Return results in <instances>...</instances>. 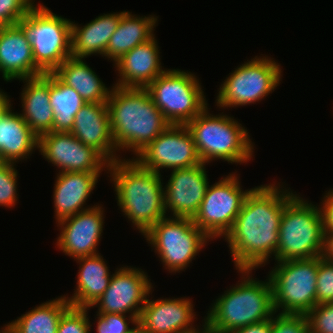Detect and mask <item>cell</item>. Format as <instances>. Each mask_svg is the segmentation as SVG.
<instances>
[{
  "label": "cell",
  "mask_w": 333,
  "mask_h": 333,
  "mask_svg": "<svg viewBox=\"0 0 333 333\" xmlns=\"http://www.w3.org/2000/svg\"><path fill=\"white\" fill-rule=\"evenodd\" d=\"M131 333H144V332L137 326V328Z\"/></svg>",
  "instance_id": "obj_44"
},
{
  "label": "cell",
  "mask_w": 333,
  "mask_h": 333,
  "mask_svg": "<svg viewBox=\"0 0 333 333\" xmlns=\"http://www.w3.org/2000/svg\"><path fill=\"white\" fill-rule=\"evenodd\" d=\"M280 183L252 187L232 228L223 238L236 270H256L268 265L270 258L275 260L282 212L297 194Z\"/></svg>",
  "instance_id": "obj_1"
},
{
  "label": "cell",
  "mask_w": 333,
  "mask_h": 333,
  "mask_svg": "<svg viewBox=\"0 0 333 333\" xmlns=\"http://www.w3.org/2000/svg\"><path fill=\"white\" fill-rule=\"evenodd\" d=\"M322 257L326 260L333 261V231L324 232V249Z\"/></svg>",
  "instance_id": "obj_40"
},
{
  "label": "cell",
  "mask_w": 333,
  "mask_h": 333,
  "mask_svg": "<svg viewBox=\"0 0 333 333\" xmlns=\"http://www.w3.org/2000/svg\"><path fill=\"white\" fill-rule=\"evenodd\" d=\"M94 317L97 318L94 322L96 323V333H131L138 326V317L136 316L97 313Z\"/></svg>",
  "instance_id": "obj_32"
},
{
  "label": "cell",
  "mask_w": 333,
  "mask_h": 333,
  "mask_svg": "<svg viewBox=\"0 0 333 333\" xmlns=\"http://www.w3.org/2000/svg\"><path fill=\"white\" fill-rule=\"evenodd\" d=\"M158 17L155 14L138 16L125 10L117 29L108 42L104 59H108L114 64L125 53L151 39L156 35L154 31L158 25Z\"/></svg>",
  "instance_id": "obj_27"
},
{
  "label": "cell",
  "mask_w": 333,
  "mask_h": 333,
  "mask_svg": "<svg viewBox=\"0 0 333 333\" xmlns=\"http://www.w3.org/2000/svg\"><path fill=\"white\" fill-rule=\"evenodd\" d=\"M198 78L188 70L166 68L145 89L170 124L186 125L209 105Z\"/></svg>",
  "instance_id": "obj_10"
},
{
  "label": "cell",
  "mask_w": 333,
  "mask_h": 333,
  "mask_svg": "<svg viewBox=\"0 0 333 333\" xmlns=\"http://www.w3.org/2000/svg\"><path fill=\"white\" fill-rule=\"evenodd\" d=\"M202 326V327H201ZM190 333H220L218 332L217 330H213L211 329L205 322H204V319H202V325L200 324V327L193 331V332H190Z\"/></svg>",
  "instance_id": "obj_42"
},
{
  "label": "cell",
  "mask_w": 333,
  "mask_h": 333,
  "mask_svg": "<svg viewBox=\"0 0 333 333\" xmlns=\"http://www.w3.org/2000/svg\"><path fill=\"white\" fill-rule=\"evenodd\" d=\"M5 90L0 88V119L12 107V100Z\"/></svg>",
  "instance_id": "obj_41"
},
{
  "label": "cell",
  "mask_w": 333,
  "mask_h": 333,
  "mask_svg": "<svg viewBox=\"0 0 333 333\" xmlns=\"http://www.w3.org/2000/svg\"><path fill=\"white\" fill-rule=\"evenodd\" d=\"M20 81L24 84L20 93V115L38 137L53 131L54 114L50 105L49 73Z\"/></svg>",
  "instance_id": "obj_25"
},
{
  "label": "cell",
  "mask_w": 333,
  "mask_h": 333,
  "mask_svg": "<svg viewBox=\"0 0 333 333\" xmlns=\"http://www.w3.org/2000/svg\"><path fill=\"white\" fill-rule=\"evenodd\" d=\"M49 96L54 114L53 132H70L75 115L86 104L85 100L53 73H49Z\"/></svg>",
  "instance_id": "obj_30"
},
{
  "label": "cell",
  "mask_w": 333,
  "mask_h": 333,
  "mask_svg": "<svg viewBox=\"0 0 333 333\" xmlns=\"http://www.w3.org/2000/svg\"><path fill=\"white\" fill-rule=\"evenodd\" d=\"M156 36L137 45L117 60L113 67L117 71L116 83L122 88H146L166 69L160 60V49Z\"/></svg>",
  "instance_id": "obj_19"
},
{
  "label": "cell",
  "mask_w": 333,
  "mask_h": 333,
  "mask_svg": "<svg viewBox=\"0 0 333 333\" xmlns=\"http://www.w3.org/2000/svg\"><path fill=\"white\" fill-rule=\"evenodd\" d=\"M70 133L97 150L109 163L122 159L115 145L107 103L84 104L75 115Z\"/></svg>",
  "instance_id": "obj_20"
},
{
  "label": "cell",
  "mask_w": 333,
  "mask_h": 333,
  "mask_svg": "<svg viewBox=\"0 0 333 333\" xmlns=\"http://www.w3.org/2000/svg\"><path fill=\"white\" fill-rule=\"evenodd\" d=\"M52 299L7 324L15 333H57L61 316L71 305L64 295Z\"/></svg>",
  "instance_id": "obj_29"
},
{
  "label": "cell",
  "mask_w": 333,
  "mask_h": 333,
  "mask_svg": "<svg viewBox=\"0 0 333 333\" xmlns=\"http://www.w3.org/2000/svg\"><path fill=\"white\" fill-rule=\"evenodd\" d=\"M142 236L171 274L190 267L192 260L212 241L192 218L166 216ZM202 249V250H201Z\"/></svg>",
  "instance_id": "obj_9"
},
{
  "label": "cell",
  "mask_w": 333,
  "mask_h": 333,
  "mask_svg": "<svg viewBox=\"0 0 333 333\" xmlns=\"http://www.w3.org/2000/svg\"><path fill=\"white\" fill-rule=\"evenodd\" d=\"M271 269L267 277L272 286L274 311L306 315L316 305L318 256L276 262Z\"/></svg>",
  "instance_id": "obj_11"
},
{
  "label": "cell",
  "mask_w": 333,
  "mask_h": 333,
  "mask_svg": "<svg viewBox=\"0 0 333 333\" xmlns=\"http://www.w3.org/2000/svg\"><path fill=\"white\" fill-rule=\"evenodd\" d=\"M107 174L118 208L141 235L167 216L163 175L143 168L130 157L109 163Z\"/></svg>",
  "instance_id": "obj_2"
},
{
  "label": "cell",
  "mask_w": 333,
  "mask_h": 333,
  "mask_svg": "<svg viewBox=\"0 0 333 333\" xmlns=\"http://www.w3.org/2000/svg\"><path fill=\"white\" fill-rule=\"evenodd\" d=\"M71 22L38 2L17 23L30 42L35 65L44 74L53 73L71 57Z\"/></svg>",
  "instance_id": "obj_8"
},
{
  "label": "cell",
  "mask_w": 333,
  "mask_h": 333,
  "mask_svg": "<svg viewBox=\"0 0 333 333\" xmlns=\"http://www.w3.org/2000/svg\"><path fill=\"white\" fill-rule=\"evenodd\" d=\"M333 302V261L318 256L316 305Z\"/></svg>",
  "instance_id": "obj_34"
},
{
  "label": "cell",
  "mask_w": 333,
  "mask_h": 333,
  "mask_svg": "<svg viewBox=\"0 0 333 333\" xmlns=\"http://www.w3.org/2000/svg\"><path fill=\"white\" fill-rule=\"evenodd\" d=\"M153 291L149 293L138 318V327L144 333H190L200 327L194 323L198 318L191 298L149 299Z\"/></svg>",
  "instance_id": "obj_17"
},
{
  "label": "cell",
  "mask_w": 333,
  "mask_h": 333,
  "mask_svg": "<svg viewBox=\"0 0 333 333\" xmlns=\"http://www.w3.org/2000/svg\"><path fill=\"white\" fill-rule=\"evenodd\" d=\"M16 164L0 162V206L12 208L17 205L19 198L18 177Z\"/></svg>",
  "instance_id": "obj_31"
},
{
  "label": "cell",
  "mask_w": 333,
  "mask_h": 333,
  "mask_svg": "<svg viewBox=\"0 0 333 333\" xmlns=\"http://www.w3.org/2000/svg\"><path fill=\"white\" fill-rule=\"evenodd\" d=\"M124 12L103 13L85 25H78L72 21L71 56L87 58L101 55L100 57L104 58L108 42Z\"/></svg>",
  "instance_id": "obj_24"
},
{
  "label": "cell",
  "mask_w": 333,
  "mask_h": 333,
  "mask_svg": "<svg viewBox=\"0 0 333 333\" xmlns=\"http://www.w3.org/2000/svg\"><path fill=\"white\" fill-rule=\"evenodd\" d=\"M0 333H15L8 324L3 325V327L1 326L0 328Z\"/></svg>",
  "instance_id": "obj_43"
},
{
  "label": "cell",
  "mask_w": 333,
  "mask_h": 333,
  "mask_svg": "<svg viewBox=\"0 0 333 333\" xmlns=\"http://www.w3.org/2000/svg\"><path fill=\"white\" fill-rule=\"evenodd\" d=\"M38 150V136L11 107L0 119V162L18 164Z\"/></svg>",
  "instance_id": "obj_26"
},
{
  "label": "cell",
  "mask_w": 333,
  "mask_h": 333,
  "mask_svg": "<svg viewBox=\"0 0 333 333\" xmlns=\"http://www.w3.org/2000/svg\"><path fill=\"white\" fill-rule=\"evenodd\" d=\"M239 175L237 171L232 172L212 185L209 184L204 199L192 218L194 224L212 241L227 235L252 189H242Z\"/></svg>",
  "instance_id": "obj_12"
},
{
  "label": "cell",
  "mask_w": 333,
  "mask_h": 333,
  "mask_svg": "<svg viewBox=\"0 0 333 333\" xmlns=\"http://www.w3.org/2000/svg\"><path fill=\"white\" fill-rule=\"evenodd\" d=\"M0 74L6 83L44 74L35 65L30 42L18 24L0 26Z\"/></svg>",
  "instance_id": "obj_21"
},
{
  "label": "cell",
  "mask_w": 333,
  "mask_h": 333,
  "mask_svg": "<svg viewBox=\"0 0 333 333\" xmlns=\"http://www.w3.org/2000/svg\"><path fill=\"white\" fill-rule=\"evenodd\" d=\"M101 174L89 172L56 173L53 190L55 223L96 206V204L87 205L86 202L96 188Z\"/></svg>",
  "instance_id": "obj_22"
},
{
  "label": "cell",
  "mask_w": 333,
  "mask_h": 333,
  "mask_svg": "<svg viewBox=\"0 0 333 333\" xmlns=\"http://www.w3.org/2000/svg\"><path fill=\"white\" fill-rule=\"evenodd\" d=\"M97 205L56 223L59 236L56 247L72 259L100 253L97 249L102 240L105 211Z\"/></svg>",
  "instance_id": "obj_16"
},
{
  "label": "cell",
  "mask_w": 333,
  "mask_h": 333,
  "mask_svg": "<svg viewBox=\"0 0 333 333\" xmlns=\"http://www.w3.org/2000/svg\"><path fill=\"white\" fill-rule=\"evenodd\" d=\"M206 165L201 163L189 168L171 170L170 178L164 185L167 216L186 218L195 216L210 184Z\"/></svg>",
  "instance_id": "obj_18"
},
{
  "label": "cell",
  "mask_w": 333,
  "mask_h": 333,
  "mask_svg": "<svg viewBox=\"0 0 333 333\" xmlns=\"http://www.w3.org/2000/svg\"><path fill=\"white\" fill-rule=\"evenodd\" d=\"M119 267L112 272L107 289L90 309L97 307L96 313L126 314L139 318L154 284L147 271L139 267Z\"/></svg>",
  "instance_id": "obj_13"
},
{
  "label": "cell",
  "mask_w": 333,
  "mask_h": 333,
  "mask_svg": "<svg viewBox=\"0 0 333 333\" xmlns=\"http://www.w3.org/2000/svg\"><path fill=\"white\" fill-rule=\"evenodd\" d=\"M273 59L260 54L234 68L219 86L215 106L225 112L259 103L272 94L283 79V67Z\"/></svg>",
  "instance_id": "obj_7"
},
{
  "label": "cell",
  "mask_w": 333,
  "mask_h": 333,
  "mask_svg": "<svg viewBox=\"0 0 333 333\" xmlns=\"http://www.w3.org/2000/svg\"><path fill=\"white\" fill-rule=\"evenodd\" d=\"M85 58H67L53 74L73 88L86 103H107L112 87L108 88Z\"/></svg>",
  "instance_id": "obj_28"
},
{
  "label": "cell",
  "mask_w": 333,
  "mask_h": 333,
  "mask_svg": "<svg viewBox=\"0 0 333 333\" xmlns=\"http://www.w3.org/2000/svg\"><path fill=\"white\" fill-rule=\"evenodd\" d=\"M134 159L143 168L159 174L164 169L169 168L171 171L197 166L202 163L188 128L185 125L172 124Z\"/></svg>",
  "instance_id": "obj_15"
},
{
  "label": "cell",
  "mask_w": 333,
  "mask_h": 333,
  "mask_svg": "<svg viewBox=\"0 0 333 333\" xmlns=\"http://www.w3.org/2000/svg\"><path fill=\"white\" fill-rule=\"evenodd\" d=\"M254 269H237L241 279L213 300L204 322L220 333H233L250 324L271 319L275 311L268 277H253Z\"/></svg>",
  "instance_id": "obj_4"
},
{
  "label": "cell",
  "mask_w": 333,
  "mask_h": 333,
  "mask_svg": "<svg viewBox=\"0 0 333 333\" xmlns=\"http://www.w3.org/2000/svg\"><path fill=\"white\" fill-rule=\"evenodd\" d=\"M90 308L70 307L58 324L57 333H92L89 314ZM91 331V332H90Z\"/></svg>",
  "instance_id": "obj_33"
},
{
  "label": "cell",
  "mask_w": 333,
  "mask_h": 333,
  "mask_svg": "<svg viewBox=\"0 0 333 333\" xmlns=\"http://www.w3.org/2000/svg\"><path fill=\"white\" fill-rule=\"evenodd\" d=\"M101 253L74 259L79 265L72 296L64 295L72 307L90 308L109 285L110 267Z\"/></svg>",
  "instance_id": "obj_23"
},
{
  "label": "cell",
  "mask_w": 333,
  "mask_h": 333,
  "mask_svg": "<svg viewBox=\"0 0 333 333\" xmlns=\"http://www.w3.org/2000/svg\"><path fill=\"white\" fill-rule=\"evenodd\" d=\"M210 109L207 106L185 125L192 134L200 161L207 165L213 160L248 164L256 147L247 128L231 115L223 112L215 115Z\"/></svg>",
  "instance_id": "obj_5"
},
{
  "label": "cell",
  "mask_w": 333,
  "mask_h": 333,
  "mask_svg": "<svg viewBox=\"0 0 333 333\" xmlns=\"http://www.w3.org/2000/svg\"><path fill=\"white\" fill-rule=\"evenodd\" d=\"M271 333H311L307 315L274 313Z\"/></svg>",
  "instance_id": "obj_35"
},
{
  "label": "cell",
  "mask_w": 333,
  "mask_h": 333,
  "mask_svg": "<svg viewBox=\"0 0 333 333\" xmlns=\"http://www.w3.org/2000/svg\"><path fill=\"white\" fill-rule=\"evenodd\" d=\"M107 107L118 153L131 151L132 159L171 125L145 88L112 85Z\"/></svg>",
  "instance_id": "obj_3"
},
{
  "label": "cell",
  "mask_w": 333,
  "mask_h": 333,
  "mask_svg": "<svg viewBox=\"0 0 333 333\" xmlns=\"http://www.w3.org/2000/svg\"><path fill=\"white\" fill-rule=\"evenodd\" d=\"M35 0H0V26L15 25L37 4Z\"/></svg>",
  "instance_id": "obj_36"
},
{
  "label": "cell",
  "mask_w": 333,
  "mask_h": 333,
  "mask_svg": "<svg viewBox=\"0 0 333 333\" xmlns=\"http://www.w3.org/2000/svg\"><path fill=\"white\" fill-rule=\"evenodd\" d=\"M233 333H271V319L244 326Z\"/></svg>",
  "instance_id": "obj_39"
},
{
  "label": "cell",
  "mask_w": 333,
  "mask_h": 333,
  "mask_svg": "<svg viewBox=\"0 0 333 333\" xmlns=\"http://www.w3.org/2000/svg\"><path fill=\"white\" fill-rule=\"evenodd\" d=\"M306 315L311 333H333V302L315 305Z\"/></svg>",
  "instance_id": "obj_37"
},
{
  "label": "cell",
  "mask_w": 333,
  "mask_h": 333,
  "mask_svg": "<svg viewBox=\"0 0 333 333\" xmlns=\"http://www.w3.org/2000/svg\"><path fill=\"white\" fill-rule=\"evenodd\" d=\"M299 194L284 206L275 262L311 259L323 254L324 232L319 206Z\"/></svg>",
  "instance_id": "obj_6"
},
{
  "label": "cell",
  "mask_w": 333,
  "mask_h": 333,
  "mask_svg": "<svg viewBox=\"0 0 333 333\" xmlns=\"http://www.w3.org/2000/svg\"><path fill=\"white\" fill-rule=\"evenodd\" d=\"M38 151L61 172H108L109 162L70 132H48L38 137Z\"/></svg>",
  "instance_id": "obj_14"
},
{
  "label": "cell",
  "mask_w": 333,
  "mask_h": 333,
  "mask_svg": "<svg viewBox=\"0 0 333 333\" xmlns=\"http://www.w3.org/2000/svg\"><path fill=\"white\" fill-rule=\"evenodd\" d=\"M322 196L319 209L322 216L323 232L333 231V188Z\"/></svg>",
  "instance_id": "obj_38"
}]
</instances>
